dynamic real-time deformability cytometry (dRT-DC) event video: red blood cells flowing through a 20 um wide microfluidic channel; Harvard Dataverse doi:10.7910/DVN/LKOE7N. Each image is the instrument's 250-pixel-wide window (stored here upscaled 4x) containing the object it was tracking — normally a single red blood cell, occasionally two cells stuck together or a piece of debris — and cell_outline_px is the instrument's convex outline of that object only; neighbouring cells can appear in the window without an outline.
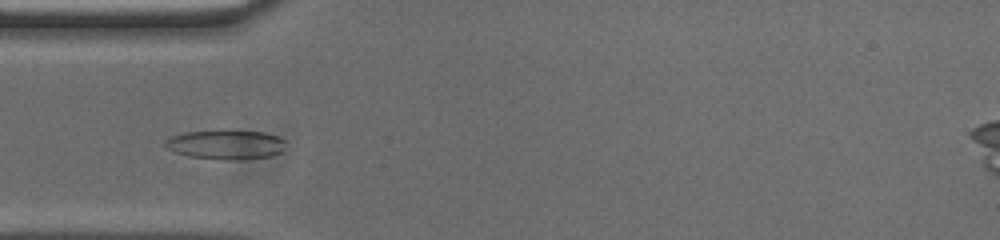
{"species": "common noctule bat (a hibernating species)", "species_latin": "Nyctalus noctula", "temperature_condition": "cold", "stored_images_in_passage": 53, "camera_frame_rate_fps": 3000, "um_per_image_px": 0.085, "animal": {"sex": "male", "body_mass_g": 20.0, "forearm_length_mm": 53.3}, "frame": {"image": 1, "passage_image": 15, "time_ms": 4.667, "image_size_px": [1000, 240], "cell_outline_px": [[284, 140], [280, 152], [272, 156], [236, 160], [188, 156], [176, 152], [168, 148], [164, 144], [164, 140], [168, 136], [184, 132], [264, 132], [276, 136]], "centroid_in_image_um": [19.14, 12.3], "position_along_channel_um": 65.9, "area_um2": 19.88}}
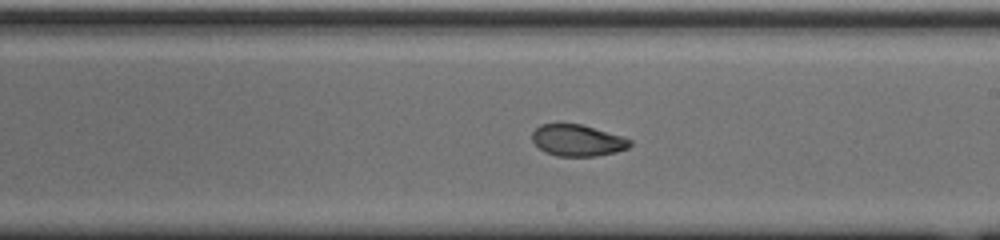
{"frame": {"image": 2, "passage_image": 29, "time_ms": 9.333, "image_size_px": [1000, 240], "cell_outline_px": [[632, 144], [628, 148], [616, 152], [596, 156], [556, 156], [544, 152], [532, 140], [532, 132], [540, 124], [580, 124], [620, 136], [632, 140]], "centroid_in_image_um": [49.07, 11.94], "position_along_channel_um": 239.9, "area_um2": 17.8}}
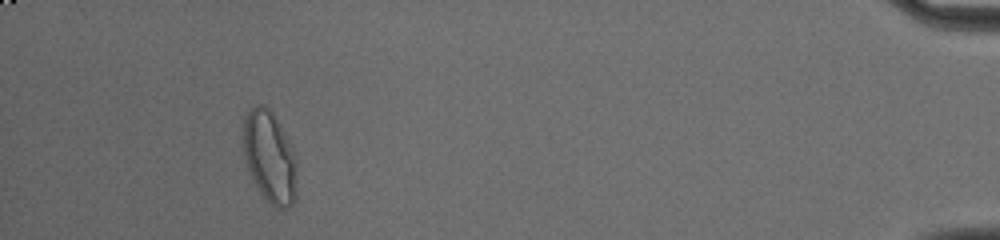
{"frame": {"image": 3, "passage_image": 49, "time_ms": 16.0, "image_size_px": [1000, 240], "cell_outline_px": [[296, 200], [288, 208], [276, 208], [260, 192], [248, 168], [244, 152], [244, 120], [248, 112], [256, 104], [264, 104], [272, 112], [280, 124], [296, 156]], "centroid_in_image_um": [22.95, 13.34], "position_along_channel_um": 412.2, "area_um2": 28.32}, "authors_computed_cell_mechanics": {"area_um2": 19.7676, "velocity_mm_per_s": 3.7194, "shape_relaxation_time_tau1_ms": 7.1914, "shape_relaxation_time_tau2_ms": 1.4664, "deformation_change_tau1": 0.1897, "deformation_change_tau2": 0.0495}}